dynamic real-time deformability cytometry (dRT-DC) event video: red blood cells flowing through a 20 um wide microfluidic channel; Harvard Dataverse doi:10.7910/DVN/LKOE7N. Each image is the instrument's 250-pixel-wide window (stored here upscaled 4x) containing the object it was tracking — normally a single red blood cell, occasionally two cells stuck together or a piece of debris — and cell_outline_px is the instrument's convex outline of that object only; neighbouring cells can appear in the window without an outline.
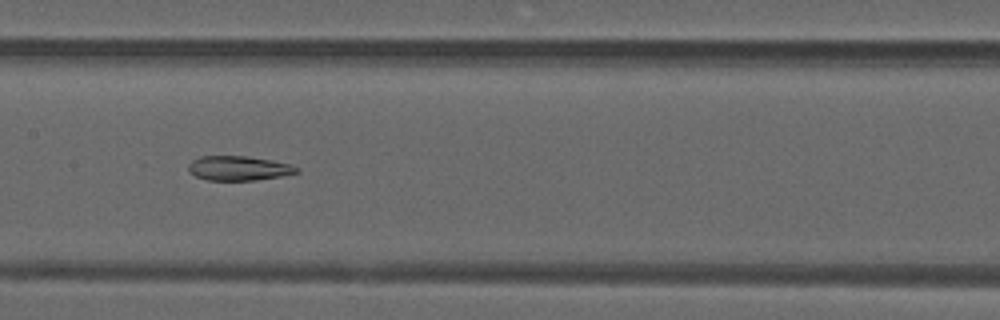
{"species": "common noctule bat (a hibernating species)", "species_latin": "Nyctalus noctula", "temperature_condition": "warm", "stored_images_in_passage": 24, "camera_frame_rate_fps": 3000, "um_per_image_px": 0.085, "animal": {"sex": "male", "forearm_length_mm": 52.5}, "frame": {"image": 1, "passage_image": 12, "time_ms": 3.667, "image_size_px": [1000, 320], "cell_outline_px": [[300, 172], [280, 176], [256, 180], [208, 180], [196, 176], [188, 172], [188, 164], [192, 160], [200, 156], [248, 156], [272, 160], [288, 164], [300, 168]], "centroid_in_image_um": [20.27, 14.29], "position_along_channel_um": 187.1, "area_um2": 15.49}}
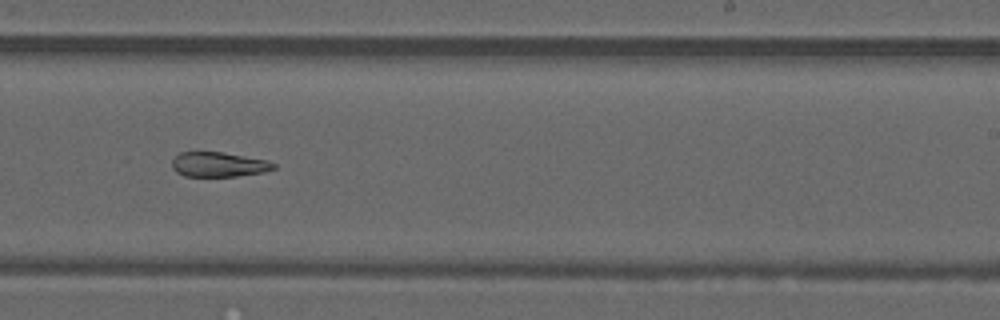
{"frame": {"image": 2, "passage_image": 18, "time_ms": 5.667, "image_size_px": [1000, 320], "cell_outline_px": [[276, 168], [264, 172], [236, 176], [184, 176], [176, 172], [172, 168], [172, 160], [180, 152], [220, 152], [268, 160], [276, 164]], "centroid_in_image_um": [18.59, 13.98], "position_along_channel_um": 270.4, "area_um2": 14.62}}
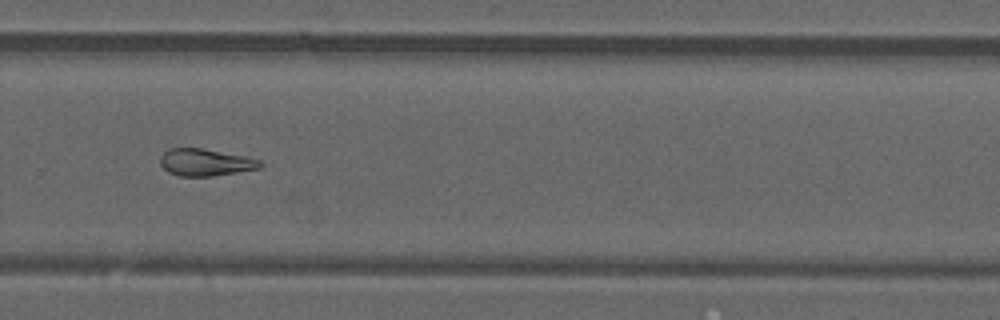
{"frame": {"image": 3, "passage_image": 21, "time_ms": 6.667, "image_size_px": [1000, 320], "cell_outline_px": [[264, 164], [260, 168], [212, 176], [180, 176], [168, 172], [160, 164], [160, 156], [168, 148], [204, 148], [244, 156], [260, 160]], "centroid_in_image_um": [17.45, 13.79], "position_along_channel_um": 312.4, "area_um2": 15.78}}